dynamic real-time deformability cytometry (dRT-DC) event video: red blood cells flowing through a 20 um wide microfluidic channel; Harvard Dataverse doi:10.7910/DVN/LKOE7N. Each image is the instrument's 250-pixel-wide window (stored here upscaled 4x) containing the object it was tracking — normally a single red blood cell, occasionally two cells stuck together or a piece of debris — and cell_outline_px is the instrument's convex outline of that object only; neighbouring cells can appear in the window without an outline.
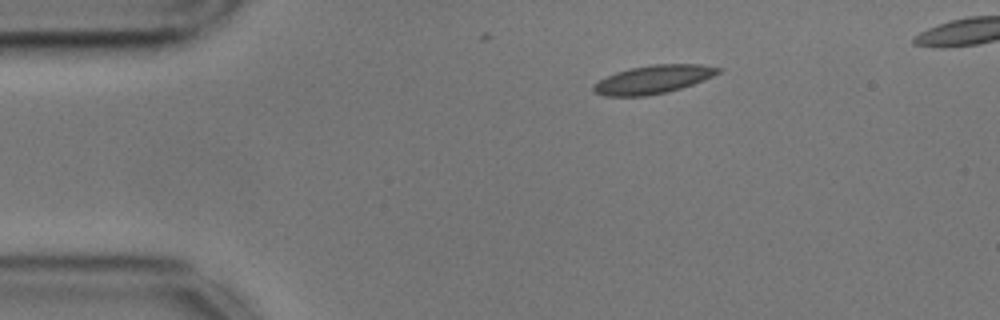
{"species": "common noctule bat (a hibernating species)", "species_latin": "Nyctalus noctula", "temperature_condition": "cold", "stored_images_in_passage": 7, "camera_frame_rate_fps": 3000, "um_per_image_px": 0.085, "animal": {"sex": "male", "body_mass_g": 17.9, "forearm_length_mm": 54.2}, "frame": {"image": 1, "passage_image": 1, "time_ms": 0.0, "image_size_px": [1000, 320], "cell_outline_px": [[724, 68], [720, 72], [704, 80], [668, 92], [644, 96], [604, 96], [596, 92], [592, 88], [592, 84], [616, 72], [628, 68], [652, 64], [700, 64]], "centroid_in_image_um": [55.53, 6.74], "position_along_channel_um": 29.5, "area_um2": 20.58}}